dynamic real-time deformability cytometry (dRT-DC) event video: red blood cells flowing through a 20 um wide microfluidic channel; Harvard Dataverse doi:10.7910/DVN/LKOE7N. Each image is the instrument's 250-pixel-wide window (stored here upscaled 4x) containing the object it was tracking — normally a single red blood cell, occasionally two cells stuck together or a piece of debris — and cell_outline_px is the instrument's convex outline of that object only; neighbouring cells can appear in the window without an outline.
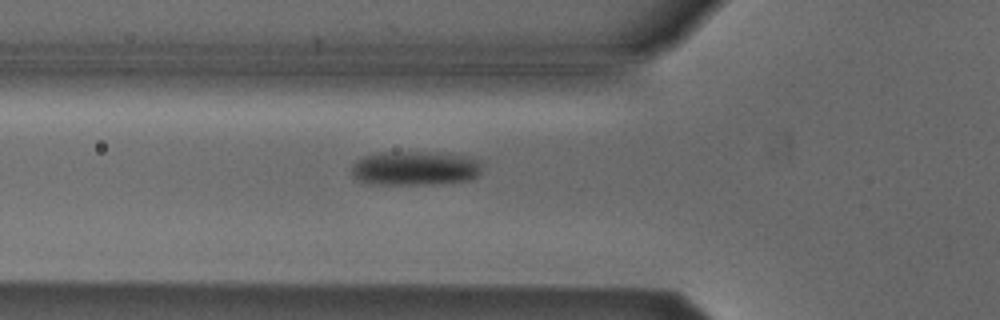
{"species": "Egyptian fruit bat (a non-hibernating species)", "species_latin": "Rousettus aegyptiacus", "temperature_condition": "cold", "stored_images_in_passage": 15, "camera_frame_rate_fps": 3000, "um_per_image_px": 0.085, "animal": {"sex": "male"}, "frame": {"image": 1, "passage_image": 3, "time_ms": 0.667, "image_size_px": [1000, 320], "cell_outline_px": [[480, 172], [476, 176], [468, 180], [444, 184], [368, 184], [356, 180], [352, 176], [352, 164], [356, 160], [364, 156], [380, 152], [436, 152], [464, 156], [480, 160]], "centroid_in_image_um": [35.23, 14.31], "position_along_channel_um": 90.6, "area_um2": 26.3}}
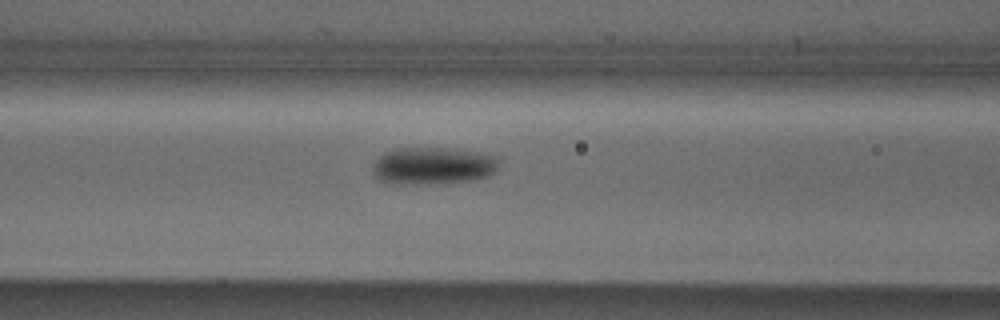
{"frame": {"image": 2, "passage_image": 6, "time_ms": 1.667, "image_size_px": [1000, 320], "cell_outline_px": [[496, 172], [488, 176], [472, 180], [416, 184], [392, 184], [380, 180], [372, 172], [372, 164], [384, 152], [400, 148], [452, 148], [476, 152], [496, 156]], "centroid_in_image_um": [36.75, 14.09], "position_along_channel_um": 129.8, "area_um2": 27.22}}
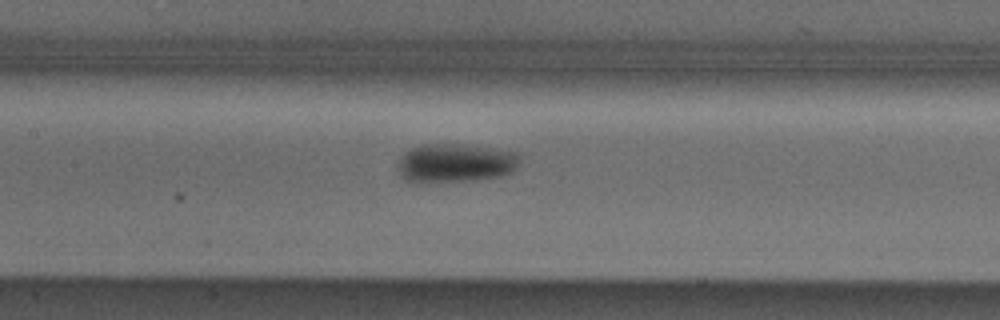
{"frame": {"image": 3, "passage_image": 9, "time_ms": 2.667, "image_size_px": [1000, 320], "cell_outline_px": [[520, 160], [516, 168], [512, 172], [504, 176], [476, 180], [408, 180], [400, 176], [396, 168], [396, 164], [400, 156], [404, 152], [420, 144], [452, 144], [488, 148], [516, 152], [520, 156]], "centroid_in_image_um": [38.71, 13.83], "position_along_channel_um": 168.7, "area_um2": 27.17}}